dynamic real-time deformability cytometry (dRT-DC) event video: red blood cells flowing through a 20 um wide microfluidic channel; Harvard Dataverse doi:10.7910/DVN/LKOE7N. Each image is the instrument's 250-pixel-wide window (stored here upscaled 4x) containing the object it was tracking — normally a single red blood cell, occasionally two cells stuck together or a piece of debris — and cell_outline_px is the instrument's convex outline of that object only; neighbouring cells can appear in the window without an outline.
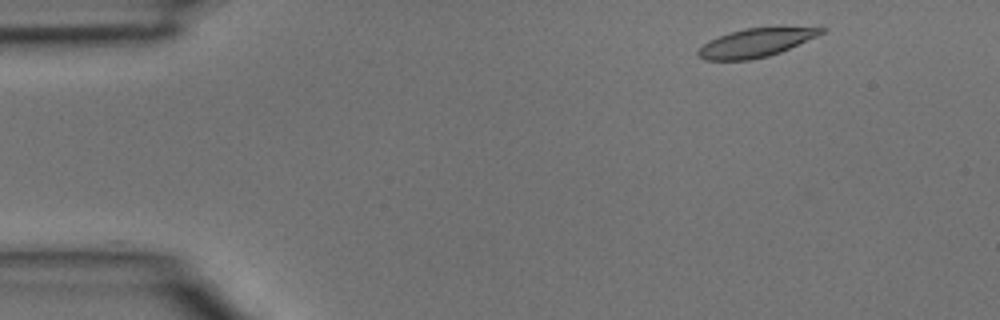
{"species": "common noctule bat (a hibernating species)", "species_latin": "Nyctalus noctula", "temperature_condition": "room temperature", "stored_images_in_passage": 2, "camera_frame_rate_fps": 3000, "um_per_image_px": 0.085, "animal": {"sex": "male", "body_mass_g": 15.6}, "frame": {"image": 1, "passage_image": 1, "time_ms": 0.0, "image_size_px": [1000, 320], "cell_outline_px": [[824, 32], [816, 36], [780, 52], [768, 56], [748, 60], [704, 60], [696, 56], [696, 52], [708, 40], [744, 28], [824, 28]], "centroid_in_image_um": [64.14, 3.66], "position_along_channel_um": 20.9, "area_um2": 19.88}}